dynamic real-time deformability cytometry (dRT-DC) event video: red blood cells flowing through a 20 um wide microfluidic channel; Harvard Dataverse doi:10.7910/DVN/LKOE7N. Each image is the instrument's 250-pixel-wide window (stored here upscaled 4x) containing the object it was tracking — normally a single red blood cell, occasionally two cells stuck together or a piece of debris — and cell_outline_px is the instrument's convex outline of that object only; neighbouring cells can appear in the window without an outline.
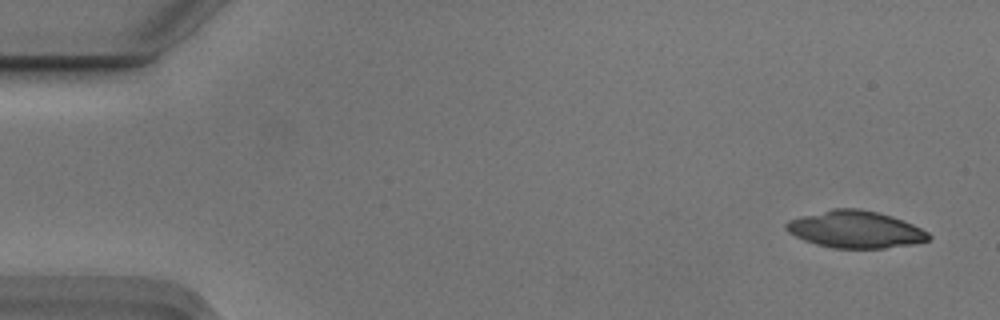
{"species": "Egyptian fruit bat (a non-hibernating species)", "species_latin": "Rousettus aegyptiacus", "temperature_condition": "cold", "stored_images_in_passage": 9, "camera_frame_rate_fps": 3000, "um_per_image_px": 0.085, "animal": {"sex": "male"}, "frame": {"image": 1, "passage_image": 1, "time_ms": 0.0, "image_size_px": [1000, 320], "cell_outline_px": [[932, 236], [928, 240], [912, 244], [884, 248], [832, 248], [816, 244], [804, 240], [788, 232], [784, 228], [784, 224], [788, 220], [832, 208], [856, 208], [876, 212], [892, 216], [912, 224], [928, 232]], "centroid_in_image_um": [72.69, 19.5], "position_along_channel_um": 12.3, "area_um2": 30.63}}